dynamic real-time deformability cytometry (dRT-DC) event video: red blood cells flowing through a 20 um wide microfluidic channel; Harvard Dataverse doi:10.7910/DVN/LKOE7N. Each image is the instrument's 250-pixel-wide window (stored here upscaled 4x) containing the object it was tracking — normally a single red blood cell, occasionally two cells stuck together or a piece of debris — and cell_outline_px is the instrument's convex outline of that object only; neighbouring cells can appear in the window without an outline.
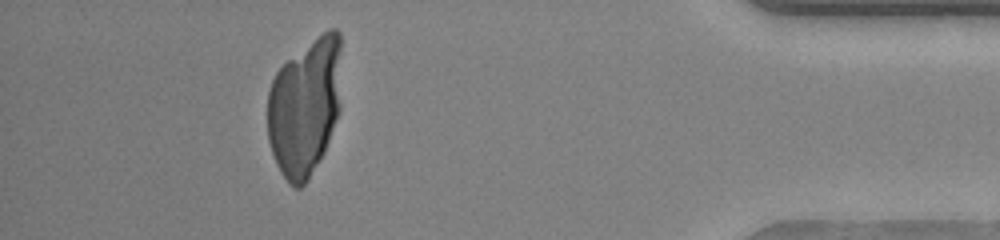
{"species": "human", "species_latin": "Homo sapiens", "temperature_condition": "warm", "stored_images_in_passage": 34, "camera_frame_rate_fps": 3000, "um_per_image_px": 0.085, "donor": {"sex": "female"}, "frame": {"image": 1, "passage_image": 30, "time_ms": 9.667, "image_size_px": [1000, 240], "cell_outline_px": [[340, 112], [324, 152], [308, 180], [300, 188], [292, 188], [288, 184], [280, 172], [276, 164], [268, 140], [268, 92], [272, 80], [276, 72], [288, 60], [328, 28], [336, 28], [340, 32]], "centroid_in_image_um": [25.92, 9.12], "position_along_channel_um": 409.3, "area_um2": 59.65}}